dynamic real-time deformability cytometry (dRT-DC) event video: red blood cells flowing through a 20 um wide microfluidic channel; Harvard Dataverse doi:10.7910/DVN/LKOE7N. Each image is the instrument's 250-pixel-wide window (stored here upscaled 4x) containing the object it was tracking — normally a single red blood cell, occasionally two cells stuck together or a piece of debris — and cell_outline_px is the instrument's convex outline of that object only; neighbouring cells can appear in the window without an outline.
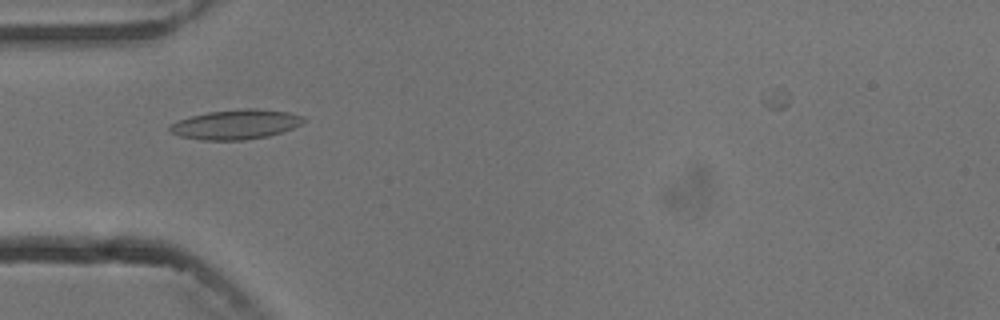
{"species": "common noctule bat (a hibernating species)", "species_latin": "Nyctalus noctula", "temperature_condition": "cold", "stored_images_in_passage": 3, "camera_frame_rate_fps": 3000, "um_per_image_px": 0.085, "animal": {"sex": "male", "body_mass_g": 13.3}, "frame": {"image": 1, "passage_image": 1, "time_ms": 0.0, "image_size_px": [1000, 320], "cell_outline_px": [[308, 120], [292, 128], [268, 136], [244, 140], [200, 140], [180, 136], [168, 132], [168, 124], [192, 116], [208, 112], [240, 108], [256, 108], [288, 112], [304, 116]], "centroid_in_image_um": [20.03, 10.57], "position_along_channel_um": 65.0, "area_um2": 23.29}}
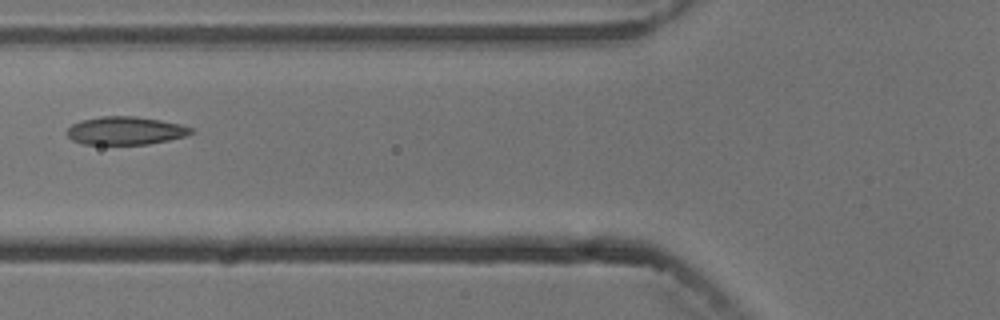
{"frame": {"image": 2, "passage_image": 2, "time_ms": 1.333, "image_size_px": [1000, 320], "cell_outline_px": [[196, 132], [184, 136], [168, 140], [148, 144], [84, 144], [72, 140], [68, 136], [68, 128], [72, 124], [80, 120], [100, 116], [136, 116], [184, 124], [192, 128]], "centroid_in_image_um": [10.69, 11.09], "position_along_channel_um": 115.1, "area_um2": 20.4}}
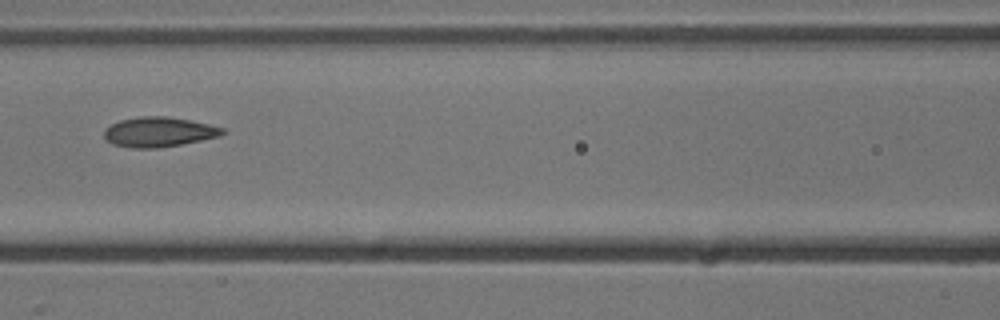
{"frame": {"image": 3, "passage_image": 3, "time_ms": 2.333, "image_size_px": [1000, 320], "cell_outline_px": [[228, 132], [220, 136], [180, 144], [156, 148], [132, 148], [112, 144], [104, 140], [104, 128], [120, 120], [140, 116], [168, 116], [208, 124], [224, 128]], "centroid_in_image_um": [13.47, 11.21], "position_along_channel_um": 153.1, "area_um2": 20.63}}